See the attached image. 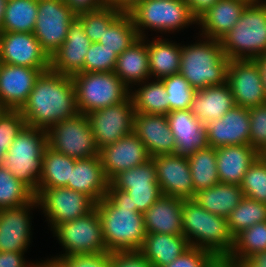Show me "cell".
<instances>
[{"label":"cell","instance_id":"obj_1","mask_svg":"<svg viewBox=\"0 0 266 267\" xmlns=\"http://www.w3.org/2000/svg\"><path fill=\"white\" fill-rule=\"evenodd\" d=\"M20 111L27 126L44 130L79 114L72 76L42 72Z\"/></svg>","mask_w":266,"mask_h":267},{"label":"cell","instance_id":"obj_2","mask_svg":"<svg viewBox=\"0 0 266 267\" xmlns=\"http://www.w3.org/2000/svg\"><path fill=\"white\" fill-rule=\"evenodd\" d=\"M108 252L139 250L147 232L143 214L133 206L131 196L110 182L106 196L95 203Z\"/></svg>","mask_w":266,"mask_h":267},{"label":"cell","instance_id":"obj_3","mask_svg":"<svg viewBox=\"0 0 266 267\" xmlns=\"http://www.w3.org/2000/svg\"><path fill=\"white\" fill-rule=\"evenodd\" d=\"M196 37L195 43L191 41L190 44H182L180 73L195 90L226 83L230 60L226 57L220 40L199 34Z\"/></svg>","mask_w":266,"mask_h":267},{"label":"cell","instance_id":"obj_4","mask_svg":"<svg viewBox=\"0 0 266 267\" xmlns=\"http://www.w3.org/2000/svg\"><path fill=\"white\" fill-rule=\"evenodd\" d=\"M182 224L183 235L190 246L213 253L220 261L231 253L234 237L225 217L208 212L194 199H185Z\"/></svg>","mask_w":266,"mask_h":267},{"label":"cell","instance_id":"obj_5","mask_svg":"<svg viewBox=\"0 0 266 267\" xmlns=\"http://www.w3.org/2000/svg\"><path fill=\"white\" fill-rule=\"evenodd\" d=\"M129 13L139 38L148 37L149 31L157 37L158 33L159 37H168L198 26V19L185 0H142Z\"/></svg>","mask_w":266,"mask_h":267},{"label":"cell","instance_id":"obj_6","mask_svg":"<svg viewBox=\"0 0 266 267\" xmlns=\"http://www.w3.org/2000/svg\"><path fill=\"white\" fill-rule=\"evenodd\" d=\"M220 44L229 60L266 54V0L250 2Z\"/></svg>","mask_w":266,"mask_h":267},{"label":"cell","instance_id":"obj_7","mask_svg":"<svg viewBox=\"0 0 266 267\" xmlns=\"http://www.w3.org/2000/svg\"><path fill=\"white\" fill-rule=\"evenodd\" d=\"M48 146L47 130L25 126L15 137L2 165L34 194L42 174L43 154Z\"/></svg>","mask_w":266,"mask_h":267},{"label":"cell","instance_id":"obj_8","mask_svg":"<svg viewBox=\"0 0 266 267\" xmlns=\"http://www.w3.org/2000/svg\"><path fill=\"white\" fill-rule=\"evenodd\" d=\"M72 80L81 114L118 104L130 96V89L114 72H79Z\"/></svg>","mask_w":266,"mask_h":267},{"label":"cell","instance_id":"obj_9","mask_svg":"<svg viewBox=\"0 0 266 267\" xmlns=\"http://www.w3.org/2000/svg\"><path fill=\"white\" fill-rule=\"evenodd\" d=\"M51 233L54 239L56 237L63 251L46 259L107 251L103 238L102 223L96 207L83 217L58 224Z\"/></svg>","mask_w":266,"mask_h":267},{"label":"cell","instance_id":"obj_10","mask_svg":"<svg viewBox=\"0 0 266 267\" xmlns=\"http://www.w3.org/2000/svg\"><path fill=\"white\" fill-rule=\"evenodd\" d=\"M48 146L74 159L100 154L90 122L85 114L61 120L47 130Z\"/></svg>","mask_w":266,"mask_h":267},{"label":"cell","instance_id":"obj_11","mask_svg":"<svg viewBox=\"0 0 266 267\" xmlns=\"http://www.w3.org/2000/svg\"><path fill=\"white\" fill-rule=\"evenodd\" d=\"M35 198L50 232L58 224L83 217L95 208L89 196L67 187L42 189Z\"/></svg>","mask_w":266,"mask_h":267},{"label":"cell","instance_id":"obj_12","mask_svg":"<svg viewBox=\"0 0 266 267\" xmlns=\"http://www.w3.org/2000/svg\"><path fill=\"white\" fill-rule=\"evenodd\" d=\"M76 16L64 0H38L33 34L49 57L66 40L70 24Z\"/></svg>","mask_w":266,"mask_h":267},{"label":"cell","instance_id":"obj_13","mask_svg":"<svg viewBox=\"0 0 266 267\" xmlns=\"http://www.w3.org/2000/svg\"><path fill=\"white\" fill-rule=\"evenodd\" d=\"M134 114L130 96L118 104L86 114L98 148L101 149L132 133Z\"/></svg>","mask_w":266,"mask_h":267},{"label":"cell","instance_id":"obj_14","mask_svg":"<svg viewBox=\"0 0 266 267\" xmlns=\"http://www.w3.org/2000/svg\"><path fill=\"white\" fill-rule=\"evenodd\" d=\"M226 82L236 105L250 109L266 104L261 72L255 59L230 60Z\"/></svg>","mask_w":266,"mask_h":267},{"label":"cell","instance_id":"obj_15","mask_svg":"<svg viewBox=\"0 0 266 267\" xmlns=\"http://www.w3.org/2000/svg\"><path fill=\"white\" fill-rule=\"evenodd\" d=\"M39 210L37 199L14 208L0 209V251L27 252L32 245V216Z\"/></svg>","mask_w":266,"mask_h":267},{"label":"cell","instance_id":"obj_16","mask_svg":"<svg viewBox=\"0 0 266 267\" xmlns=\"http://www.w3.org/2000/svg\"><path fill=\"white\" fill-rule=\"evenodd\" d=\"M156 167L157 181L162 195L180 199L195 197L187 156L162 154L151 157Z\"/></svg>","mask_w":266,"mask_h":267},{"label":"cell","instance_id":"obj_17","mask_svg":"<svg viewBox=\"0 0 266 267\" xmlns=\"http://www.w3.org/2000/svg\"><path fill=\"white\" fill-rule=\"evenodd\" d=\"M0 59L4 64L50 68V57L33 33L0 32Z\"/></svg>","mask_w":266,"mask_h":267},{"label":"cell","instance_id":"obj_18","mask_svg":"<svg viewBox=\"0 0 266 267\" xmlns=\"http://www.w3.org/2000/svg\"><path fill=\"white\" fill-rule=\"evenodd\" d=\"M50 68L10 64L0 67V109L20 110L28 100L36 79Z\"/></svg>","mask_w":266,"mask_h":267},{"label":"cell","instance_id":"obj_19","mask_svg":"<svg viewBox=\"0 0 266 267\" xmlns=\"http://www.w3.org/2000/svg\"><path fill=\"white\" fill-rule=\"evenodd\" d=\"M99 156L109 182L120 172L140 166L151 159L145 145L134 132L101 148Z\"/></svg>","mask_w":266,"mask_h":267},{"label":"cell","instance_id":"obj_20","mask_svg":"<svg viewBox=\"0 0 266 267\" xmlns=\"http://www.w3.org/2000/svg\"><path fill=\"white\" fill-rule=\"evenodd\" d=\"M205 127L209 147L249 145V109L235 105L220 119L210 121Z\"/></svg>","mask_w":266,"mask_h":267},{"label":"cell","instance_id":"obj_21","mask_svg":"<svg viewBox=\"0 0 266 267\" xmlns=\"http://www.w3.org/2000/svg\"><path fill=\"white\" fill-rule=\"evenodd\" d=\"M91 45L82 23L76 18L68 29L66 40L50 56V70L67 76L83 72L84 59Z\"/></svg>","mask_w":266,"mask_h":267},{"label":"cell","instance_id":"obj_22","mask_svg":"<svg viewBox=\"0 0 266 267\" xmlns=\"http://www.w3.org/2000/svg\"><path fill=\"white\" fill-rule=\"evenodd\" d=\"M133 132L145 145L150 157L173 154L176 151L175 139L166 115L135 112Z\"/></svg>","mask_w":266,"mask_h":267},{"label":"cell","instance_id":"obj_23","mask_svg":"<svg viewBox=\"0 0 266 267\" xmlns=\"http://www.w3.org/2000/svg\"><path fill=\"white\" fill-rule=\"evenodd\" d=\"M166 116L176 143L175 154L189 156L209 146L205 125L190 109L170 111Z\"/></svg>","mask_w":266,"mask_h":267},{"label":"cell","instance_id":"obj_24","mask_svg":"<svg viewBox=\"0 0 266 267\" xmlns=\"http://www.w3.org/2000/svg\"><path fill=\"white\" fill-rule=\"evenodd\" d=\"M250 2L246 0H218L199 19L200 36L221 40L239 21Z\"/></svg>","mask_w":266,"mask_h":267},{"label":"cell","instance_id":"obj_25","mask_svg":"<svg viewBox=\"0 0 266 267\" xmlns=\"http://www.w3.org/2000/svg\"><path fill=\"white\" fill-rule=\"evenodd\" d=\"M108 187L99 155L75 161L67 188L82 192L98 203L106 196Z\"/></svg>","mask_w":266,"mask_h":267},{"label":"cell","instance_id":"obj_26","mask_svg":"<svg viewBox=\"0 0 266 267\" xmlns=\"http://www.w3.org/2000/svg\"><path fill=\"white\" fill-rule=\"evenodd\" d=\"M183 199L162 195L143 213L147 233L183 235Z\"/></svg>","mask_w":266,"mask_h":267},{"label":"cell","instance_id":"obj_27","mask_svg":"<svg viewBox=\"0 0 266 267\" xmlns=\"http://www.w3.org/2000/svg\"><path fill=\"white\" fill-rule=\"evenodd\" d=\"M235 105L233 94L226 82L196 90L190 111L206 125L210 121L220 119Z\"/></svg>","mask_w":266,"mask_h":267},{"label":"cell","instance_id":"obj_28","mask_svg":"<svg viewBox=\"0 0 266 267\" xmlns=\"http://www.w3.org/2000/svg\"><path fill=\"white\" fill-rule=\"evenodd\" d=\"M216 155L219 181L241 185L245 173L260 154L250 145H230L217 147Z\"/></svg>","mask_w":266,"mask_h":267},{"label":"cell","instance_id":"obj_29","mask_svg":"<svg viewBox=\"0 0 266 267\" xmlns=\"http://www.w3.org/2000/svg\"><path fill=\"white\" fill-rule=\"evenodd\" d=\"M114 73L130 90L150 79L147 37L139 38L118 56Z\"/></svg>","mask_w":266,"mask_h":267},{"label":"cell","instance_id":"obj_30","mask_svg":"<svg viewBox=\"0 0 266 267\" xmlns=\"http://www.w3.org/2000/svg\"><path fill=\"white\" fill-rule=\"evenodd\" d=\"M170 37H147L150 78L162 79L180 72L182 43ZM152 39V40H150ZM172 40V41H171Z\"/></svg>","mask_w":266,"mask_h":267},{"label":"cell","instance_id":"obj_31","mask_svg":"<svg viewBox=\"0 0 266 267\" xmlns=\"http://www.w3.org/2000/svg\"><path fill=\"white\" fill-rule=\"evenodd\" d=\"M190 247L184 235L147 233L138 250L153 267H165Z\"/></svg>","mask_w":266,"mask_h":267},{"label":"cell","instance_id":"obj_32","mask_svg":"<svg viewBox=\"0 0 266 267\" xmlns=\"http://www.w3.org/2000/svg\"><path fill=\"white\" fill-rule=\"evenodd\" d=\"M244 197L240 185L219 182L196 192L193 199L208 212L227 218Z\"/></svg>","mask_w":266,"mask_h":267},{"label":"cell","instance_id":"obj_33","mask_svg":"<svg viewBox=\"0 0 266 267\" xmlns=\"http://www.w3.org/2000/svg\"><path fill=\"white\" fill-rule=\"evenodd\" d=\"M135 112L167 115L168 93L160 79H149L130 90Z\"/></svg>","mask_w":266,"mask_h":267},{"label":"cell","instance_id":"obj_34","mask_svg":"<svg viewBox=\"0 0 266 267\" xmlns=\"http://www.w3.org/2000/svg\"><path fill=\"white\" fill-rule=\"evenodd\" d=\"M76 160L47 146L43 154L42 174L34 195L45 188L67 187Z\"/></svg>","mask_w":266,"mask_h":267},{"label":"cell","instance_id":"obj_35","mask_svg":"<svg viewBox=\"0 0 266 267\" xmlns=\"http://www.w3.org/2000/svg\"><path fill=\"white\" fill-rule=\"evenodd\" d=\"M266 251V221L242 230L234 237V246L225 263L237 266L255 254Z\"/></svg>","mask_w":266,"mask_h":267},{"label":"cell","instance_id":"obj_36","mask_svg":"<svg viewBox=\"0 0 266 267\" xmlns=\"http://www.w3.org/2000/svg\"><path fill=\"white\" fill-rule=\"evenodd\" d=\"M187 160L195 193L217 185L220 182L216 165V148L208 146L205 149H199L187 156Z\"/></svg>","mask_w":266,"mask_h":267},{"label":"cell","instance_id":"obj_37","mask_svg":"<svg viewBox=\"0 0 266 267\" xmlns=\"http://www.w3.org/2000/svg\"><path fill=\"white\" fill-rule=\"evenodd\" d=\"M38 0H8L0 32L33 33Z\"/></svg>","mask_w":266,"mask_h":267},{"label":"cell","instance_id":"obj_38","mask_svg":"<svg viewBox=\"0 0 266 267\" xmlns=\"http://www.w3.org/2000/svg\"><path fill=\"white\" fill-rule=\"evenodd\" d=\"M138 39L139 36L130 13L122 12L105 29L99 43L119 56Z\"/></svg>","mask_w":266,"mask_h":267},{"label":"cell","instance_id":"obj_39","mask_svg":"<svg viewBox=\"0 0 266 267\" xmlns=\"http://www.w3.org/2000/svg\"><path fill=\"white\" fill-rule=\"evenodd\" d=\"M226 220L230 233L235 237L242 230L266 221V204L244 197Z\"/></svg>","mask_w":266,"mask_h":267},{"label":"cell","instance_id":"obj_40","mask_svg":"<svg viewBox=\"0 0 266 267\" xmlns=\"http://www.w3.org/2000/svg\"><path fill=\"white\" fill-rule=\"evenodd\" d=\"M35 198L34 193L0 165V209L21 207Z\"/></svg>","mask_w":266,"mask_h":267},{"label":"cell","instance_id":"obj_41","mask_svg":"<svg viewBox=\"0 0 266 267\" xmlns=\"http://www.w3.org/2000/svg\"><path fill=\"white\" fill-rule=\"evenodd\" d=\"M122 13L112 6L105 5L95 11L82 12L76 18L82 23L85 34L91 43H97L105 29Z\"/></svg>","mask_w":266,"mask_h":267},{"label":"cell","instance_id":"obj_42","mask_svg":"<svg viewBox=\"0 0 266 267\" xmlns=\"http://www.w3.org/2000/svg\"><path fill=\"white\" fill-rule=\"evenodd\" d=\"M161 80L168 93V113L190 109L196 90L191 87L182 74L179 72Z\"/></svg>","mask_w":266,"mask_h":267},{"label":"cell","instance_id":"obj_43","mask_svg":"<svg viewBox=\"0 0 266 267\" xmlns=\"http://www.w3.org/2000/svg\"><path fill=\"white\" fill-rule=\"evenodd\" d=\"M245 197L266 204V160L259 155L240 185Z\"/></svg>","mask_w":266,"mask_h":267},{"label":"cell","instance_id":"obj_44","mask_svg":"<svg viewBox=\"0 0 266 267\" xmlns=\"http://www.w3.org/2000/svg\"><path fill=\"white\" fill-rule=\"evenodd\" d=\"M110 183L119 190L127 191L131 186L148 185L149 183H158L156 167L152 159L146 163L127 169L117 174Z\"/></svg>","mask_w":266,"mask_h":267},{"label":"cell","instance_id":"obj_45","mask_svg":"<svg viewBox=\"0 0 266 267\" xmlns=\"http://www.w3.org/2000/svg\"><path fill=\"white\" fill-rule=\"evenodd\" d=\"M25 126L20 110L0 109V165L9 146Z\"/></svg>","mask_w":266,"mask_h":267},{"label":"cell","instance_id":"obj_46","mask_svg":"<svg viewBox=\"0 0 266 267\" xmlns=\"http://www.w3.org/2000/svg\"><path fill=\"white\" fill-rule=\"evenodd\" d=\"M47 267H111V252L73 254L64 258L45 259Z\"/></svg>","mask_w":266,"mask_h":267},{"label":"cell","instance_id":"obj_47","mask_svg":"<svg viewBox=\"0 0 266 267\" xmlns=\"http://www.w3.org/2000/svg\"><path fill=\"white\" fill-rule=\"evenodd\" d=\"M118 55L104 45L91 43L84 59L83 72H114Z\"/></svg>","mask_w":266,"mask_h":267},{"label":"cell","instance_id":"obj_48","mask_svg":"<svg viewBox=\"0 0 266 267\" xmlns=\"http://www.w3.org/2000/svg\"><path fill=\"white\" fill-rule=\"evenodd\" d=\"M249 115V145L261 154L266 148V104L250 108Z\"/></svg>","mask_w":266,"mask_h":267},{"label":"cell","instance_id":"obj_49","mask_svg":"<svg viewBox=\"0 0 266 267\" xmlns=\"http://www.w3.org/2000/svg\"><path fill=\"white\" fill-rule=\"evenodd\" d=\"M220 260L211 252L190 246L165 267H216Z\"/></svg>","mask_w":266,"mask_h":267},{"label":"cell","instance_id":"obj_50","mask_svg":"<svg viewBox=\"0 0 266 267\" xmlns=\"http://www.w3.org/2000/svg\"><path fill=\"white\" fill-rule=\"evenodd\" d=\"M126 192L131 196V202L133 206L137 207V212H141L142 214L162 196L158 183L131 186Z\"/></svg>","mask_w":266,"mask_h":267},{"label":"cell","instance_id":"obj_51","mask_svg":"<svg viewBox=\"0 0 266 267\" xmlns=\"http://www.w3.org/2000/svg\"><path fill=\"white\" fill-rule=\"evenodd\" d=\"M111 267H153L138 251H119L111 253Z\"/></svg>","mask_w":266,"mask_h":267},{"label":"cell","instance_id":"obj_52","mask_svg":"<svg viewBox=\"0 0 266 267\" xmlns=\"http://www.w3.org/2000/svg\"><path fill=\"white\" fill-rule=\"evenodd\" d=\"M27 252L0 251V267H45V259L26 261Z\"/></svg>","mask_w":266,"mask_h":267},{"label":"cell","instance_id":"obj_53","mask_svg":"<svg viewBox=\"0 0 266 267\" xmlns=\"http://www.w3.org/2000/svg\"><path fill=\"white\" fill-rule=\"evenodd\" d=\"M64 2L76 13L95 11L104 7V0H64Z\"/></svg>","mask_w":266,"mask_h":267},{"label":"cell","instance_id":"obj_54","mask_svg":"<svg viewBox=\"0 0 266 267\" xmlns=\"http://www.w3.org/2000/svg\"><path fill=\"white\" fill-rule=\"evenodd\" d=\"M193 15L199 19L218 0H185Z\"/></svg>","mask_w":266,"mask_h":267},{"label":"cell","instance_id":"obj_55","mask_svg":"<svg viewBox=\"0 0 266 267\" xmlns=\"http://www.w3.org/2000/svg\"><path fill=\"white\" fill-rule=\"evenodd\" d=\"M142 0H108L106 5L112 6L122 12H129Z\"/></svg>","mask_w":266,"mask_h":267},{"label":"cell","instance_id":"obj_56","mask_svg":"<svg viewBox=\"0 0 266 267\" xmlns=\"http://www.w3.org/2000/svg\"><path fill=\"white\" fill-rule=\"evenodd\" d=\"M237 267H266V251L255 254Z\"/></svg>","mask_w":266,"mask_h":267},{"label":"cell","instance_id":"obj_57","mask_svg":"<svg viewBox=\"0 0 266 267\" xmlns=\"http://www.w3.org/2000/svg\"><path fill=\"white\" fill-rule=\"evenodd\" d=\"M255 61L257 62L259 69H260V72H261L264 93L266 96V54H264L263 56L255 58Z\"/></svg>","mask_w":266,"mask_h":267},{"label":"cell","instance_id":"obj_58","mask_svg":"<svg viewBox=\"0 0 266 267\" xmlns=\"http://www.w3.org/2000/svg\"><path fill=\"white\" fill-rule=\"evenodd\" d=\"M6 4H7L6 0H0V31H1V27L3 25V19H4Z\"/></svg>","mask_w":266,"mask_h":267},{"label":"cell","instance_id":"obj_59","mask_svg":"<svg viewBox=\"0 0 266 267\" xmlns=\"http://www.w3.org/2000/svg\"><path fill=\"white\" fill-rule=\"evenodd\" d=\"M216 267H237V266H233V265H229L227 263H225L224 261H220Z\"/></svg>","mask_w":266,"mask_h":267},{"label":"cell","instance_id":"obj_60","mask_svg":"<svg viewBox=\"0 0 266 267\" xmlns=\"http://www.w3.org/2000/svg\"><path fill=\"white\" fill-rule=\"evenodd\" d=\"M260 155L266 160V148L263 150V152Z\"/></svg>","mask_w":266,"mask_h":267},{"label":"cell","instance_id":"obj_61","mask_svg":"<svg viewBox=\"0 0 266 267\" xmlns=\"http://www.w3.org/2000/svg\"><path fill=\"white\" fill-rule=\"evenodd\" d=\"M246 1H248V2H254V1H256V0H246Z\"/></svg>","mask_w":266,"mask_h":267}]
</instances>
